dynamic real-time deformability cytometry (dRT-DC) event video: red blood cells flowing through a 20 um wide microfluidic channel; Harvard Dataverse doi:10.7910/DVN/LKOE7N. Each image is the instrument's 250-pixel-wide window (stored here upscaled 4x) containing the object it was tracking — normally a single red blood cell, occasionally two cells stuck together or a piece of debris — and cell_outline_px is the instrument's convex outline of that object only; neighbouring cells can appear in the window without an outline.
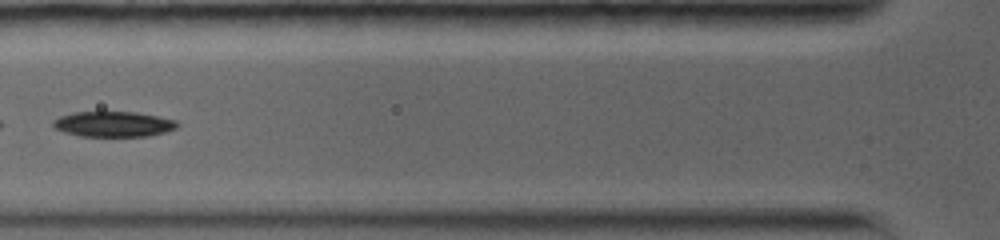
{"species": "common noctule bat (a hibernating species)", "species_latin": "Nyctalus noctula", "temperature_condition": "warm", "stored_images_in_passage": 6, "camera_frame_rate_fps": 5000, "um_per_image_px": 0.085, "animal": {"sex": "female", "body_mass_g": 19.0, "forearm_length_mm": 56.7}, "frame": {"image": 1, "passage_image": 3, "time_ms": 2.0, "image_size_px": [1000, 240], "cell_outline_px": [[180, 124], [176, 128], [164, 132], [148, 136], [80, 136], [64, 132], [56, 128], [52, 124], [52, 120], [60, 116], [72, 112], [136, 112], [176, 120]], "centroid_in_image_um": [9.63, 10.55], "position_along_channel_um": 116.2, "area_um2": 18.32}}